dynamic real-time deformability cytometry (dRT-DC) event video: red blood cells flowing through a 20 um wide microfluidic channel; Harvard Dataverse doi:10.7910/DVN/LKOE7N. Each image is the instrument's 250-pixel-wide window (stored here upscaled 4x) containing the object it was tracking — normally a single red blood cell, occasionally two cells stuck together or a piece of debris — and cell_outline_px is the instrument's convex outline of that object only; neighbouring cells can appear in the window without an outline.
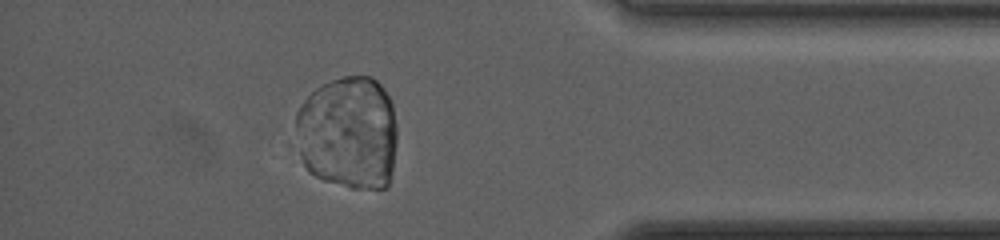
{"species": "human", "species_latin": "Homo sapiens", "temperature_condition": "warm", "stored_images_in_passage": 70, "camera_frame_rate_fps": 3000, "um_per_image_px": 0.085, "donor": {"sex": "female"}, "frame": {"image": 1, "passage_image": 62, "time_ms": 20.333, "image_size_px": [1000, 240], "cell_outline_px": [[396, 144], [392, 172], [388, 188], [352, 188], [324, 180], [308, 172], [300, 156], [296, 128], [296, 112], [304, 100], [316, 88], [332, 80], [344, 76], [372, 76], [384, 88], [392, 104], [396, 124]], "centroid_in_image_um": [29.62, 11.29], "position_along_channel_um": 405.6, "area_um2": 67.74}}